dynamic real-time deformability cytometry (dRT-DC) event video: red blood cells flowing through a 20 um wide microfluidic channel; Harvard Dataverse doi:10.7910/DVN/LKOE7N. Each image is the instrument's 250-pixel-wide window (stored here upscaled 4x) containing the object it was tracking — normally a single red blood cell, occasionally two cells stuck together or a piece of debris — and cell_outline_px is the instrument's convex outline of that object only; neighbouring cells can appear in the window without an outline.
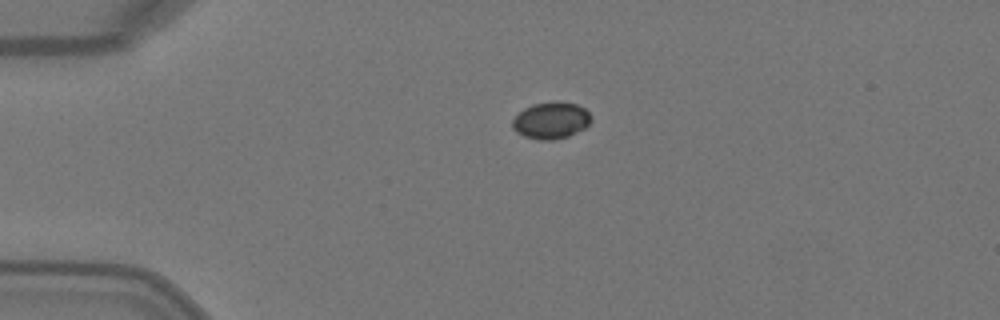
{"species": "Egyptian fruit bat (a non-hibernating species)", "species_latin": "Rousettus aegyptiacus", "temperature_condition": "warm", "stored_images_in_passage": 1, "camera_frame_rate_fps": 3000, "um_per_image_px": 0.085, "animal": {"sex": "female"}, "frame": {"image": 1, "passage_image": 1, "time_ms": 0.0, "image_size_px": [1000, 320], "cell_outline_px": [[592, 120], [584, 128], [568, 136], [556, 140], [540, 140], [524, 136], [516, 132], [512, 128], [512, 120], [524, 108], [532, 104], [556, 100], [576, 104], [584, 108], [592, 116]], "centroid_in_image_um": [46.84, 10.23], "position_along_channel_um": 38.2, "area_um2": 16.99}}